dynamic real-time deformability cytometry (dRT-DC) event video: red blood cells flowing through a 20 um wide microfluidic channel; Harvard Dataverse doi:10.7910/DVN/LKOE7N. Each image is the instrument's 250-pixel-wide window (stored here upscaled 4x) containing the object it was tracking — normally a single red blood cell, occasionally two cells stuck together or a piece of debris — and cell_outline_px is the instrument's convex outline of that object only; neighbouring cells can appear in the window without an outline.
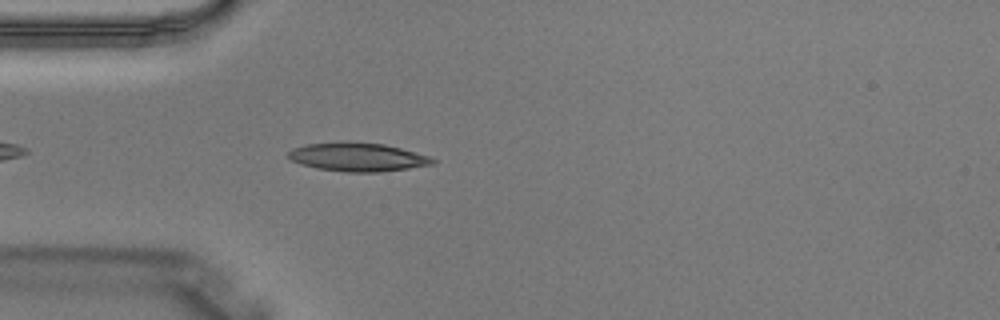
{"species": "Egyptian fruit bat (a non-hibernating species)", "species_latin": "Rousettus aegyptiacus", "temperature_condition": "warm", "stored_images_in_passage": 3, "camera_frame_rate_fps": 3000, "um_per_image_px": 0.085, "animal": {"sex": "male"}, "frame": {"image": 1, "passage_image": 3, "time_ms": 0.667, "image_size_px": [1000, 320], "cell_outline_px": [[436, 160], [432, 164], [408, 168], [380, 172], [344, 172], [316, 168], [292, 160], [288, 156], [288, 152], [292, 148], [308, 144], [348, 140], [384, 144], [400, 148], [428, 156]], "centroid_in_image_um": [30.37, 13.33], "position_along_channel_um": 54.6, "area_um2": 24.04}}